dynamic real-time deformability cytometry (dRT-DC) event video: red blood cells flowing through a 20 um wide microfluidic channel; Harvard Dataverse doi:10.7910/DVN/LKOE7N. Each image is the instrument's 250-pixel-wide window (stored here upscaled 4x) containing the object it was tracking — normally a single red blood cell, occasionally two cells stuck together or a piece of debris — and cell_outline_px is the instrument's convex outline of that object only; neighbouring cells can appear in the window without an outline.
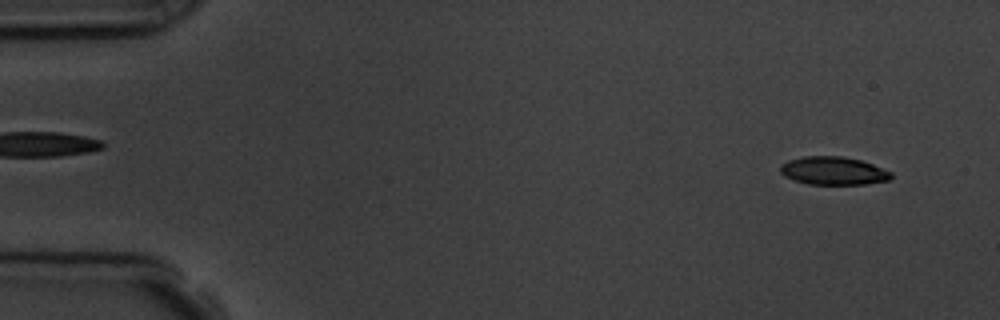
{"species": "common noctule bat (a hibernating species)", "species_latin": "Nyctalus noctula", "temperature_condition": "room temperature", "stored_images_in_passage": 6, "segment_of_instrument_passage": [2, 2], "camera_frame_rate_fps": 3000, "um_per_image_px": 0.085, "animal": {"sex": "male", "body_mass_g": 19.5, "forearm_length_mm": 54.6}, "frame": {"image": 1, "passage_image": 6, "time_ms": 6.0, "image_size_px": [1000, 320], "cell_outline_px": [[892, 176], [888, 180], [864, 184], [808, 184], [784, 176], [780, 172], [780, 164], [788, 160], [804, 156], [844, 156], [860, 160], [872, 164], [892, 172]], "centroid_in_image_um": [70.81, 14.51], "position_along_channel_um": 14.2, "area_um2": 18.09}}